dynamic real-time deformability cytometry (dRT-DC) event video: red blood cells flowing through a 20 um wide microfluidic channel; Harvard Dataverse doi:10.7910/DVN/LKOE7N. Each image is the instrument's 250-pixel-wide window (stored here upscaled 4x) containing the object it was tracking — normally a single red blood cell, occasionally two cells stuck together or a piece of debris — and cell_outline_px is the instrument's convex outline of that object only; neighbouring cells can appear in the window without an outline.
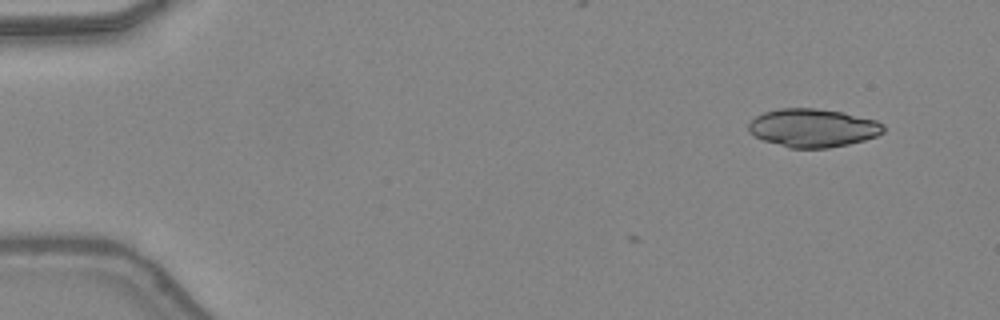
{"species": "common noctule bat (a hibernating species)", "species_latin": "Nyctalus noctula", "temperature_condition": "warm", "stored_images_in_passage": 6, "camera_frame_rate_fps": 3000, "um_per_image_px": 0.085, "animal": {"sex": "female", "body_mass_g": 24.6, "forearm_length_mm": 56.2}, "frame": {"image": 1, "passage_image": 1, "time_ms": 0.0, "image_size_px": [1000, 320], "cell_outline_px": [[884, 132], [876, 136], [864, 140], [848, 144], [828, 148], [788, 148], [764, 140], [748, 132], [748, 124], [756, 116], [764, 112], [780, 108], [816, 108], [844, 112], [876, 120], [884, 124]], "centroid_in_image_um": [69.11, 10.87], "position_along_channel_um": 15.9, "area_um2": 30.23}}